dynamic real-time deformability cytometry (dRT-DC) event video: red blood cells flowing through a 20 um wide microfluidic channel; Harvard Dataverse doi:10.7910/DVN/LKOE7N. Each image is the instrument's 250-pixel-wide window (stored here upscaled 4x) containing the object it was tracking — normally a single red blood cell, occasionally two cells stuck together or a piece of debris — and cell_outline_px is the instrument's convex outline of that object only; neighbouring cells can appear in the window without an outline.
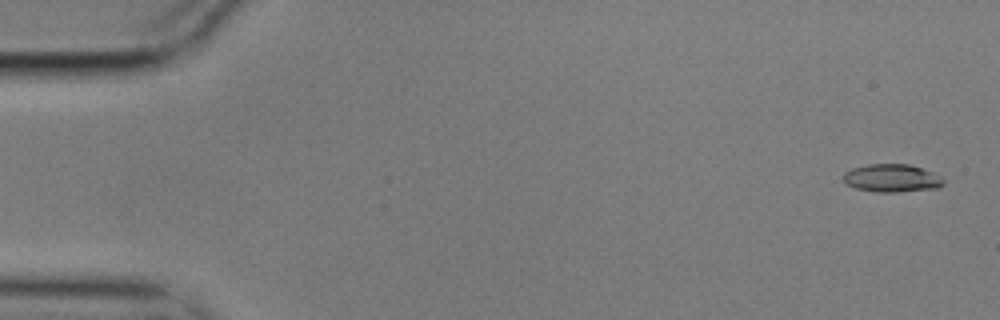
{"species": "common noctule bat (a hibernating species)", "species_latin": "Nyctalus noctula", "temperature_condition": "cold", "stored_images_in_passage": 9, "camera_frame_rate_fps": 3000, "um_per_image_px": 0.085, "animal": {"sex": "male", "body_mass_g": 17.9}, "frame": {"image": 1, "passage_image": 2, "time_ms": 0.333, "image_size_px": [1000, 320], "cell_outline_px": [[944, 184], [936, 188], [896, 192], [876, 192], [856, 188], [844, 184], [844, 172], [852, 168], [868, 164], [908, 164], [932, 172], [944, 180]], "centroid_in_image_um": [75.76, 15.14], "position_along_channel_um": 9.2, "area_um2": 16.18}}